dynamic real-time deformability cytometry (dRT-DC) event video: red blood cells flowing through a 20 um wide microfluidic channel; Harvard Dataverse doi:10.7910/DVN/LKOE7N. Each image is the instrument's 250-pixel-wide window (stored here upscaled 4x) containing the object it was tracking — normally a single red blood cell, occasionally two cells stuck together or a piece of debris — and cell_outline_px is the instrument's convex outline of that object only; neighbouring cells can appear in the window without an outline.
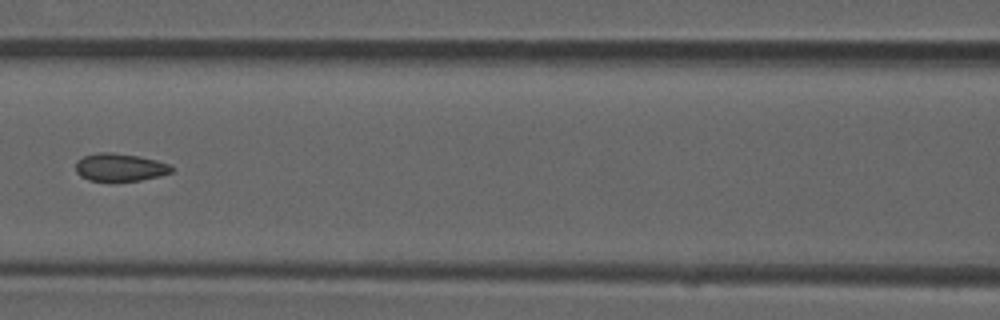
{"species": "common noctule bat (a hibernating species)", "species_latin": "Nyctalus noctula", "temperature_condition": "room temperature", "stored_images_in_passage": 8, "segment_of_instrument_passage": [1, 2], "camera_frame_rate_fps": 3000, "um_per_image_px": 0.085, "animal": {"sex": "male", "forearm_length_mm": 52.5}, "frame": {"image": 1, "passage_image": 7, "time_ms": 2.0, "image_size_px": [1000, 320], "cell_outline_px": [[176, 168], [172, 172], [160, 176], [140, 180], [88, 180], [80, 176], [76, 172], [76, 160], [84, 156], [100, 152], [112, 152], [140, 156], [156, 160], [168, 164]], "centroid_in_image_um": [10.21, 14.21], "position_along_channel_um": 156.4, "area_um2": 15.49}}